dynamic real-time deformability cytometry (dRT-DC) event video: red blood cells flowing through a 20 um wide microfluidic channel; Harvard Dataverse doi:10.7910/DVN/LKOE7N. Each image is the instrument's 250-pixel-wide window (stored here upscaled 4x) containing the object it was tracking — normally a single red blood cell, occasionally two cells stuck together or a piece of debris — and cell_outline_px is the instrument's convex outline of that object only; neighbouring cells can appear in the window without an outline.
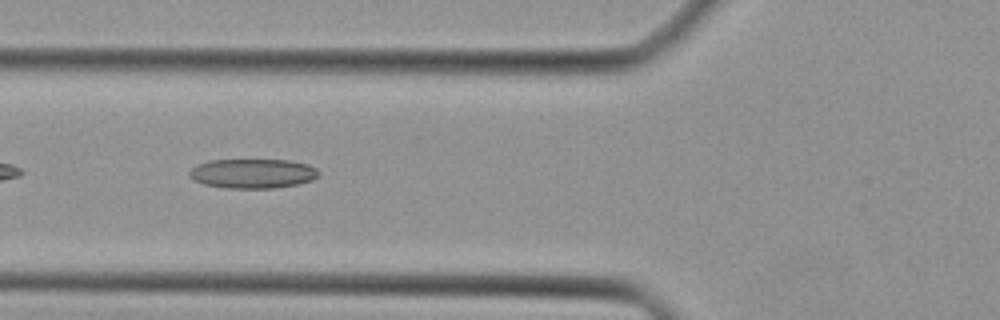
{"species": "Egyptian fruit bat (a non-hibernating species)", "species_latin": "Rousettus aegyptiacus", "temperature_condition": "cold", "stored_images_in_passage": 31, "camera_frame_rate_fps": 3000, "um_per_image_px": 0.085, "animal": {"sex": "female"}, "frame": {"image": 1, "passage_image": 3, "time_ms": 0.667, "image_size_px": [1000, 320], "cell_outline_px": [[320, 176], [312, 180], [296, 184], [276, 188], [228, 188], [204, 184], [188, 176], [188, 172], [196, 164], [208, 160], [288, 160], [308, 164], [316, 168], [320, 172]], "centroid_in_image_um": [21.49, 14.74], "position_along_channel_um": 104.3, "area_um2": 22.31}}
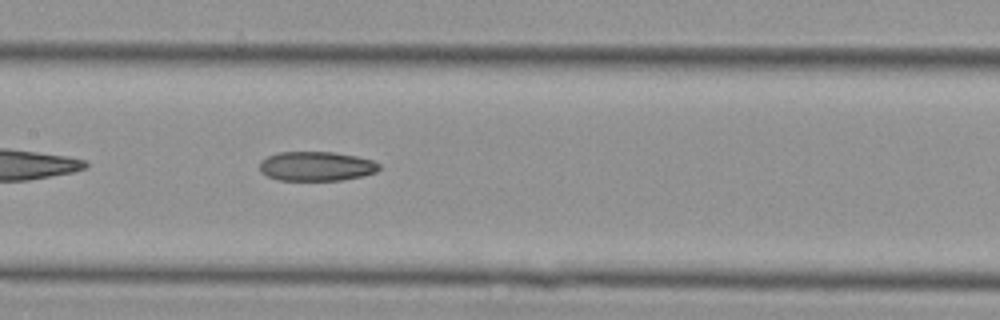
{"frame": {"image": 2, "passage_image": 8, "time_ms": 2.333, "image_size_px": [1000, 320], "cell_outline_px": [[380, 168], [376, 172], [364, 176], [340, 180], [276, 180], [260, 172], [260, 160], [276, 152], [332, 152], [356, 156], [372, 160], [380, 164]], "centroid_in_image_um": [26.88, 14.13], "position_along_channel_um": 180.5, "area_um2": 20.58}}
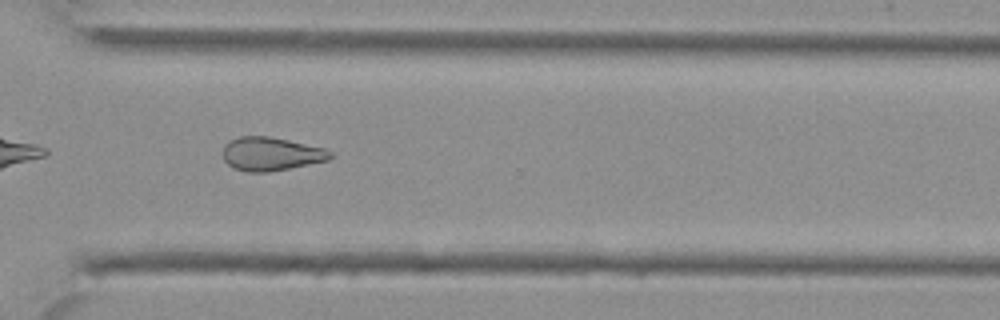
{"frame": {"image": 3, "passage_image": 19, "time_ms": 6.0, "image_size_px": [1000, 320], "cell_outline_px": [[336, 156], [328, 160], [268, 172], [248, 172], [232, 168], [224, 160], [220, 152], [224, 144], [228, 140], [240, 136], [268, 136], [288, 140], [324, 148], [332, 152]], "centroid_in_image_um": [22.98, 13.08], "position_along_channel_um": 347.6, "area_um2": 21.21}}